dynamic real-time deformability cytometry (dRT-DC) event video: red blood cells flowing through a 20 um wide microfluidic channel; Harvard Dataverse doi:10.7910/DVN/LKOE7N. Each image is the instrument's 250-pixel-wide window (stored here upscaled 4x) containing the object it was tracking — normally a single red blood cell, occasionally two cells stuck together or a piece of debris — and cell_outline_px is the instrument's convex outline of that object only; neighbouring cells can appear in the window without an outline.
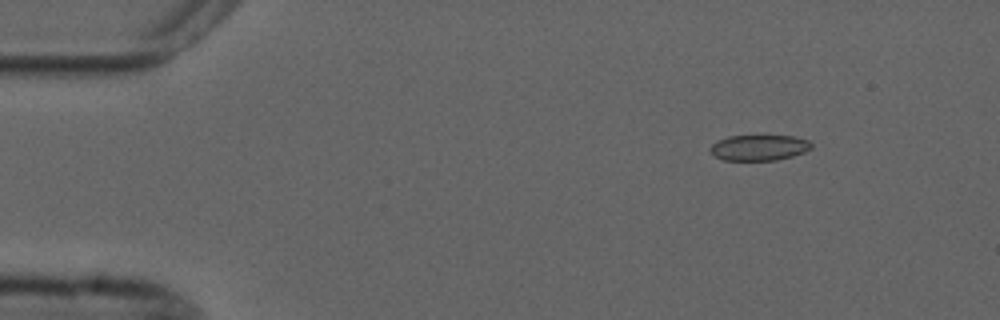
{"species": "common noctule bat (a hibernating species)", "species_latin": "Nyctalus noctula", "temperature_condition": "cold", "stored_images_in_passage": 8, "camera_frame_rate_fps": 3000, "um_per_image_px": 0.085, "animal": {"sex": "male", "forearm_length_mm": 52.5}, "frame": {"image": 1, "passage_image": 2, "time_ms": 1.333, "image_size_px": [1000, 320], "cell_outline_px": [[812, 148], [804, 152], [792, 156], [776, 160], [724, 160], [716, 156], [708, 148], [712, 144], [728, 136], [792, 136], [808, 140], [812, 144]], "centroid_in_image_um": [64.54, 12.55], "position_along_channel_um": 20.5, "area_um2": 14.97}}
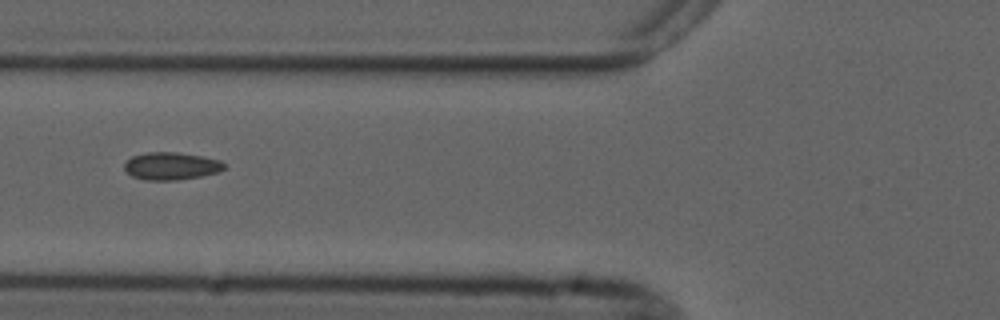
{"frame": {"image": 2, "passage_image": 6, "time_ms": 6.0, "image_size_px": [1000, 320], "cell_outline_px": [[224, 168], [220, 172], [200, 176], [176, 180], [144, 180], [132, 176], [124, 168], [124, 164], [132, 156], [148, 152], [176, 152], [200, 156], [220, 160], [224, 164]], "centroid_in_image_um": [14.54, 14.11], "position_along_channel_um": 111.3, "area_um2": 15.9}}
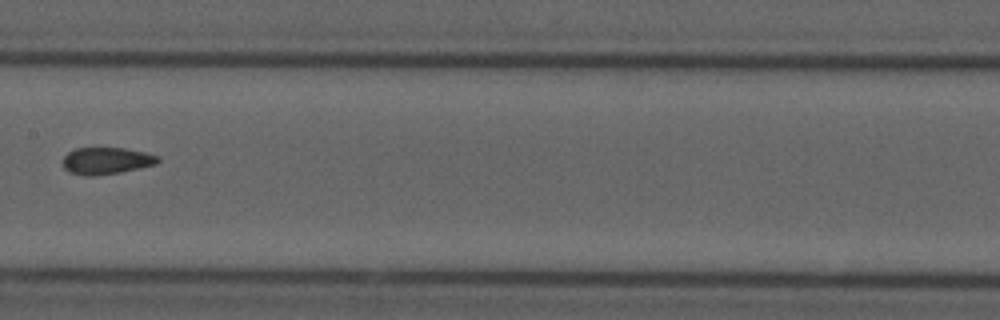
{"frame": {"image": 3, "passage_image": 8, "time_ms": 8.333, "image_size_px": [1000, 320], "cell_outline_px": [[160, 160], [156, 164], [120, 172], [96, 176], [84, 176], [68, 172], [64, 168], [64, 156], [68, 152], [76, 148], [124, 148], [144, 152], [160, 156]], "centroid_in_image_um": [9.04, 13.67], "position_along_channel_um": 198.4, "area_um2": 14.91}}